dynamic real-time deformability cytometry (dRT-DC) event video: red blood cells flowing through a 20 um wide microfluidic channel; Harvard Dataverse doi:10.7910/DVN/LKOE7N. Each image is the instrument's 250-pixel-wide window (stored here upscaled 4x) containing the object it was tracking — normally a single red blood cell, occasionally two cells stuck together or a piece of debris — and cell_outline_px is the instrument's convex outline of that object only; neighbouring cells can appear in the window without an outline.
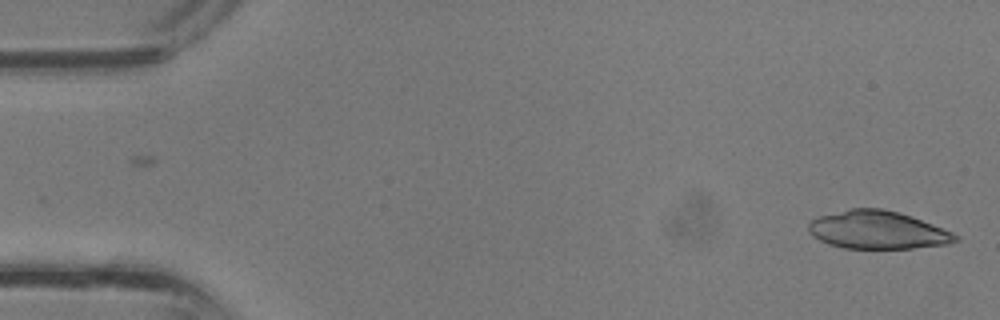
{"species": "common noctule bat (a hibernating species)", "species_latin": "Nyctalus noctula", "temperature_condition": "room temperature", "stored_images_in_passage": 6, "camera_frame_rate_fps": 3000, "um_per_image_px": 0.085, "animal": {"sex": "male", "body_mass_g": 13.3}, "frame": {"image": 1, "passage_image": 6, "time_ms": 1.667, "image_size_px": [1000, 320], "cell_outline_px": [[960, 240], [948, 244], [912, 248], [844, 248], [828, 244], [812, 236], [808, 232], [808, 224], [812, 220], [820, 216], [848, 208], [884, 208], [900, 212], [912, 216], [952, 232], [960, 236]], "centroid_in_image_um": [74.6, 19.54], "position_along_channel_um": 10.4, "area_um2": 32.66}}